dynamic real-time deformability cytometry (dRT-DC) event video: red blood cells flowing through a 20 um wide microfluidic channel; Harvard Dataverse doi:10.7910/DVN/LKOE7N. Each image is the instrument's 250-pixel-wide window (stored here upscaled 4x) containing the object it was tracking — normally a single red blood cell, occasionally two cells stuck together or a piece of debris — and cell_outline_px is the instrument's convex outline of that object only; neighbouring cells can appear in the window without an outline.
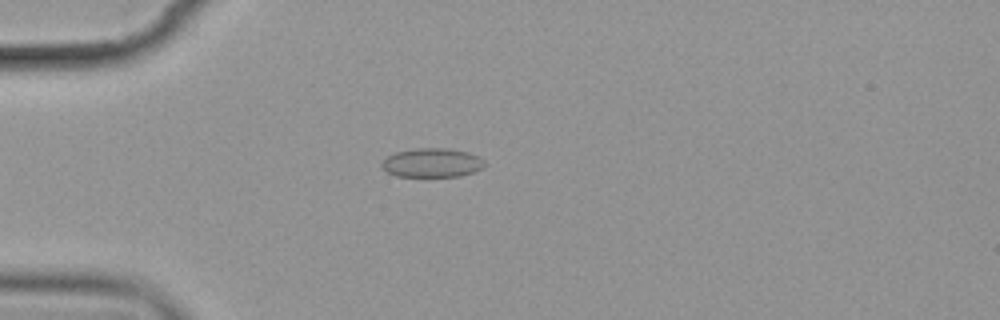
{"species": "common noctule bat (a hibernating species)", "species_latin": "Nyctalus noctula", "temperature_condition": "cold", "stored_images_in_passage": 4, "camera_frame_rate_fps": 3000, "um_per_image_px": 0.085, "animal": {"sex": "female", "body_mass_g": 19.9}, "frame": {"image": 1, "passage_image": 4, "time_ms": 3.667, "image_size_px": [1000, 320], "cell_outline_px": [[484, 164], [480, 168], [472, 172], [460, 176], [396, 176], [380, 168], [380, 164], [388, 156], [396, 152], [416, 148], [448, 148], [468, 152], [484, 160]], "centroid_in_image_um": [36.68, 13.83], "position_along_channel_um": 48.3, "area_um2": 17.22}}